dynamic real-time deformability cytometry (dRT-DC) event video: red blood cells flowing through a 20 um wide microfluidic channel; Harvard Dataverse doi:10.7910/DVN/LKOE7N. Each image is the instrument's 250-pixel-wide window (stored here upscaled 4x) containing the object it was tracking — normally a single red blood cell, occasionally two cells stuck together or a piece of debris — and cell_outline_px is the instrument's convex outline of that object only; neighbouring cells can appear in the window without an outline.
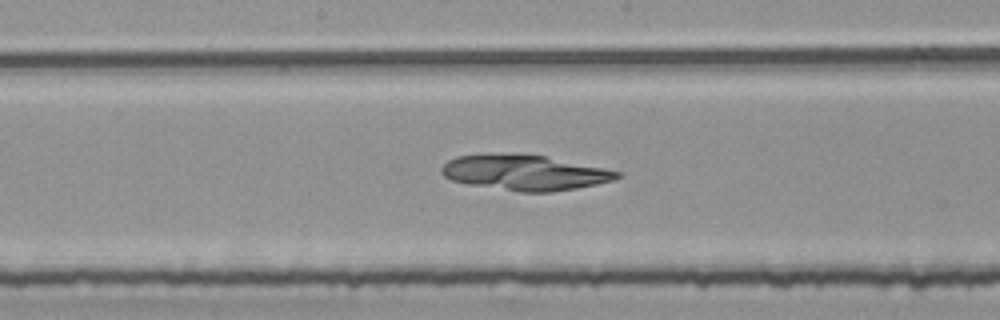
{"species": "common noctule bat (a hibernating species)", "species_latin": "Nyctalus noctula", "temperature_condition": "room temperature", "stored_images_in_passage": 53, "camera_frame_rate_fps": 3000, "um_per_image_px": 0.085, "animal": {"sex": "female", "body_mass_g": 25.1}, "frame": {"image": 1, "passage_image": 27, "time_ms": 8.667, "image_size_px": [1000, 320], "cell_outline_px": [[620, 176], [612, 180], [596, 184], [576, 188], [552, 192], [520, 192], [468, 184], [452, 180], [444, 176], [440, 172], [440, 168], [448, 160], [456, 156], [484, 152], [520, 152], [544, 156], [620, 172]], "centroid_in_image_um": [44.48, 14.64], "position_along_channel_um": 203.7, "area_um2": 36.47}}
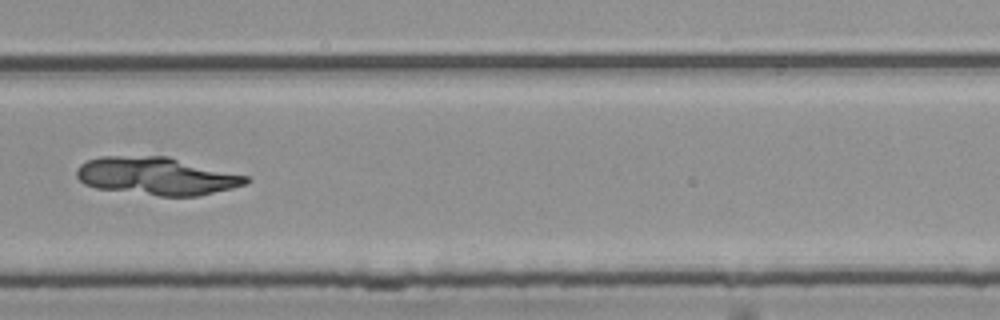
{"frame": {"image": 2, "passage_image": 36, "time_ms": 11.667, "image_size_px": [1000, 320], "cell_outline_px": [[252, 180], [244, 184], [232, 188], [200, 196], [160, 196], [96, 188], [84, 184], [76, 176], [76, 168], [80, 164], [88, 160], [100, 156], [168, 156], [248, 176]], "centroid_in_image_um": [13.31, 14.96], "position_along_channel_um": 316.5, "area_um2": 37.4}}
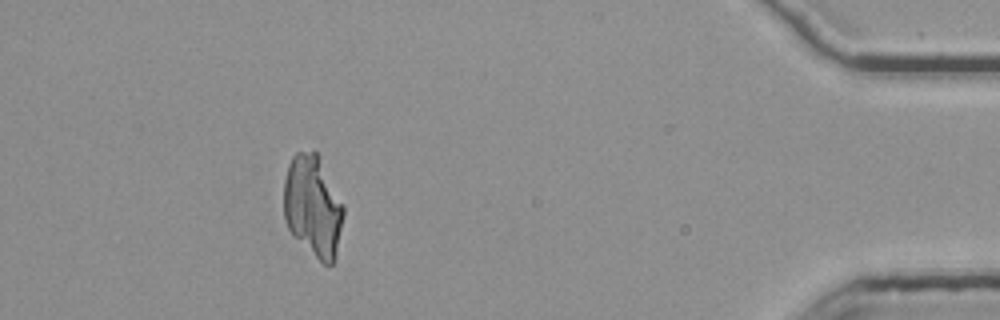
{"frame": {"image": 3, "passage_image": 48, "time_ms": 15.667, "image_size_px": [1000, 320], "cell_outline_px": [[344, 212], [336, 248], [332, 264], [324, 264], [292, 236], [284, 220], [284, 180], [288, 164], [292, 156], [296, 152], [312, 148], [316, 152], [344, 204]], "centroid_in_image_um": [26.56, 17.47], "position_along_channel_um": 408.6, "area_um2": 35.2}}